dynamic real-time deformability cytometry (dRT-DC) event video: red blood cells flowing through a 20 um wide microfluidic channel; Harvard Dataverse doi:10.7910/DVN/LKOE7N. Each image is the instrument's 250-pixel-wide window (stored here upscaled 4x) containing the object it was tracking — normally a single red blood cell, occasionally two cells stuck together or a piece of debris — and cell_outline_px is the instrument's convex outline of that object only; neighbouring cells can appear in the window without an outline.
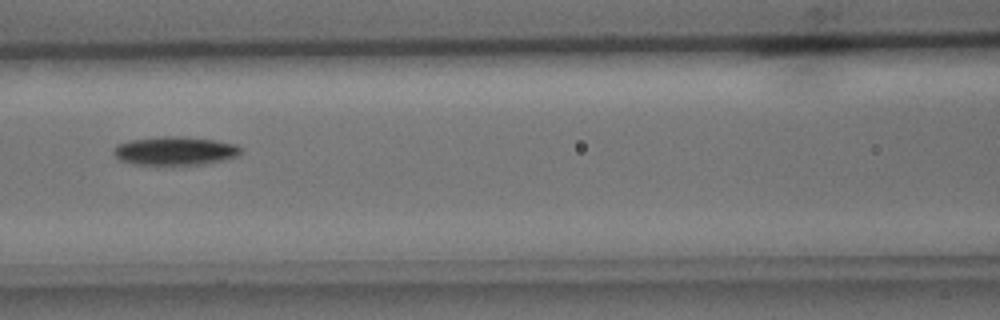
{"species": "common noctule bat (a hibernating species)", "species_latin": "Nyctalus noctula", "temperature_condition": "cold", "stored_images_in_passage": 7, "camera_frame_rate_fps": 3000, "um_per_image_px": 0.085, "animal": {"sex": "male", "body_mass_g": 15.6}, "frame": {"image": 1, "passage_image": 7, "time_ms": 2.0, "image_size_px": [1000, 320], "cell_outline_px": [[244, 152], [240, 156], [200, 164], [164, 168], [132, 164], [120, 160], [112, 152], [116, 144], [128, 140], [160, 136], [180, 136], [212, 140], [236, 144], [244, 148]], "centroid_in_image_um": [14.84, 12.86], "position_along_channel_um": 151.8, "area_um2": 22.2}}